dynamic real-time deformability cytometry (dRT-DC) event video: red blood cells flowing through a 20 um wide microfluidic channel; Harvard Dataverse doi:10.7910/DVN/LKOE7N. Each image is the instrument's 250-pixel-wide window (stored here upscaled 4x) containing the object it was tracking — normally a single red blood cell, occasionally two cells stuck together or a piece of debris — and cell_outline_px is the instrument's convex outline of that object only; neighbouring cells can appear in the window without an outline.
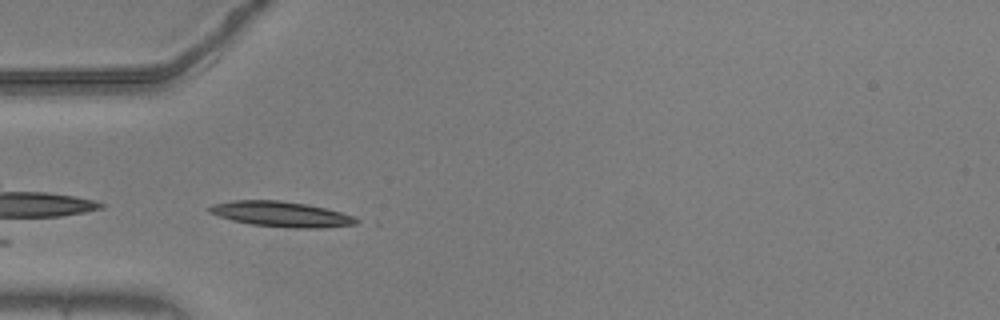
{"species": "common noctule bat (a hibernating species)", "species_latin": "Nyctalus noctula", "temperature_condition": "warm", "stored_images_in_passage": 11, "camera_frame_rate_fps": 3000, "um_per_image_px": 0.085, "animal": {"sex": "male", "body_mass_g": 20.5, "forearm_length_mm": 52.5}, "frame": {"image": 1, "passage_image": 1, "time_ms": 0.0, "image_size_px": [1000, 320], "cell_outline_px": [[360, 220], [356, 224], [320, 228], [288, 228], [252, 224], [232, 220], [208, 212], [204, 208], [212, 204], [232, 200], [280, 200], [308, 204], [356, 216]], "centroid_in_image_um": [23.89, 18.19], "position_along_channel_um": 61.1, "area_um2": 21.85}}
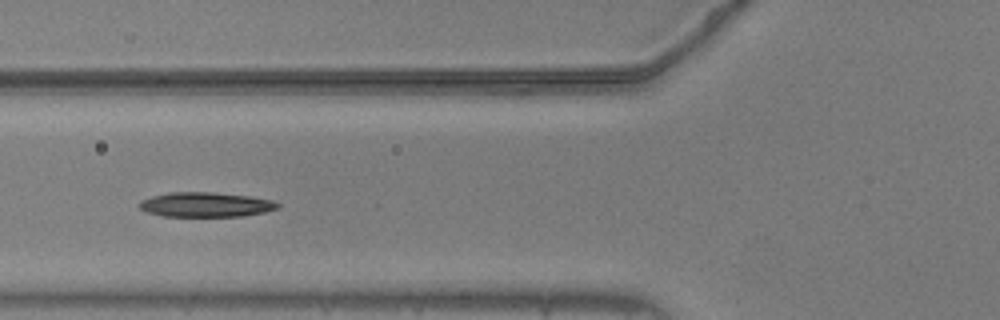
{"frame": {"image": 2, "passage_image": 5, "time_ms": 1.333, "image_size_px": [1000, 320], "cell_outline_px": [[280, 208], [264, 212], [244, 216], [164, 216], [148, 212], [140, 208], [136, 204], [140, 200], [152, 196], [172, 192], [212, 192], [248, 196], [272, 200], [280, 204]], "centroid_in_image_um": [17.48, 17.39], "position_along_channel_um": 108.3, "area_um2": 19.88}}